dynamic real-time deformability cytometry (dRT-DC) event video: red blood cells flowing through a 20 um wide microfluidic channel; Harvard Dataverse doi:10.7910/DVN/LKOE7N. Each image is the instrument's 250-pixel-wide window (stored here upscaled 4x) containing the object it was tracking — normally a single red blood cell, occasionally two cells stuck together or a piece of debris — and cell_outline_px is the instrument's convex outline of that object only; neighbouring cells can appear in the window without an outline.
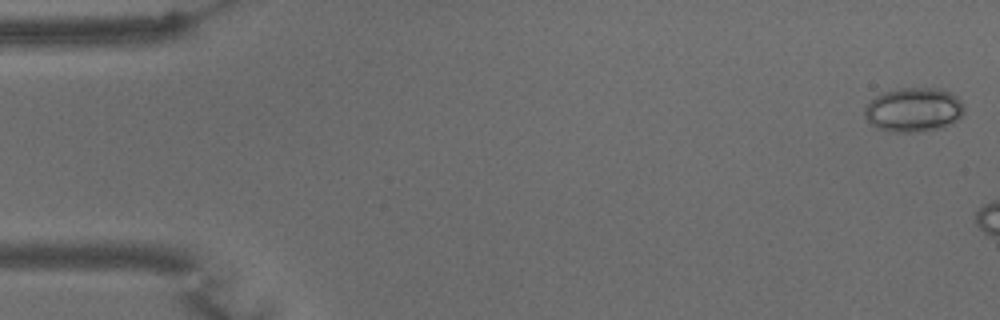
{"species": "common noctule bat (a hibernating species)", "species_latin": "Nyctalus noctula", "temperature_condition": "warm", "stored_images_in_passage": 7, "camera_frame_rate_fps": 3000, "um_per_image_px": 0.085, "animal": {"sex": "male", "body_mass_g": 15.6}, "frame": {"image": 1, "passage_image": 1, "time_ms": 0.0, "image_size_px": [1000, 320], "cell_outline_px": [[964, 112], [952, 124], [944, 128], [916, 132], [892, 132], [876, 128], [864, 116], [864, 108], [876, 96], [884, 92], [900, 88], [940, 88], [956, 96], [964, 104]], "centroid_in_image_um": [77.67, 9.34], "position_along_channel_um": 7.3, "area_um2": 25.78}}